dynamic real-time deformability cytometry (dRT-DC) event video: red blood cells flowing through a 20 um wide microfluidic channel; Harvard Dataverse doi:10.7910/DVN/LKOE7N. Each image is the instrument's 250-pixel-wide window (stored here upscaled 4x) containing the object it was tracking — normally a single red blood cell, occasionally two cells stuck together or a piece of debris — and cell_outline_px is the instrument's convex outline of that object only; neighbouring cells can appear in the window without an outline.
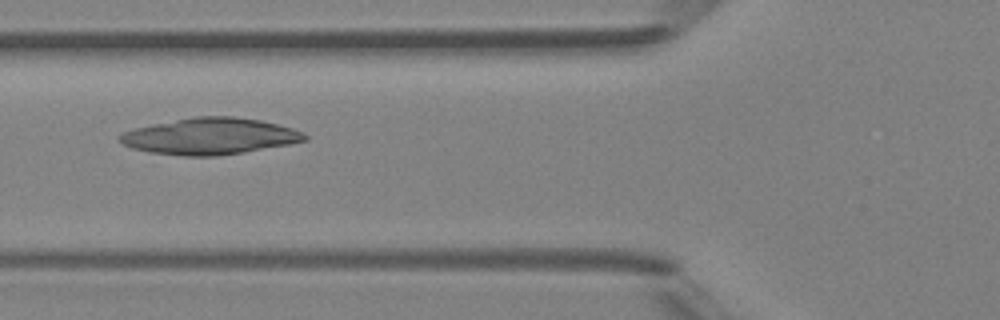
{"species": "Egyptian fruit bat (a non-hibernating species)", "species_latin": "Rousettus aegyptiacus", "temperature_condition": "room temperature", "stored_images_in_passage": 7, "camera_frame_rate_fps": 3000, "um_per_image_px": 0.085, "animal": {"sex": "female"}, "frame": {"image": 1, "passage_image": 6, "time_ms": 5.667, "image_size_px": [1000, 320], "cell_outline_px": [[308, 140], [288, 144], [244, 152], [216, 156], [184, 156], [148, 152], [132, 148], [124, 144], [116, 136], [120, 132], [152, 124], [196, 116], [232, 116], [260, 120], [292, 128], [304, 132], [308, 136]], "centroid_in_image_um": [17.83, 11.58], "position_along_channel_um": 108.0, "area_um2": 39.25}}
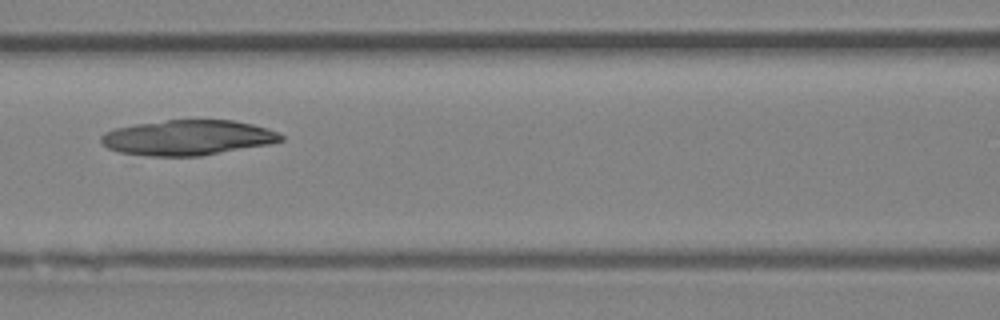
{"frame": {"image": 2, "passage_image": 7, "time_ms": 6.667, "image_size_px": [1000, 320], "cell_outline_px": [[284, 140], [268, 144], [200, 156], [148, 156], [120, 152], [108, 148], [100, 140], [100, 136], [104, 132], [116, 128], [136, 124], [168, 120], [232, 120], [252, 124], [268, 128], [284, 136]], "centroid_in_image_um": [15.95, 11.7], "position_along_channel_um": 150.7, "area_um2": 36.7}}